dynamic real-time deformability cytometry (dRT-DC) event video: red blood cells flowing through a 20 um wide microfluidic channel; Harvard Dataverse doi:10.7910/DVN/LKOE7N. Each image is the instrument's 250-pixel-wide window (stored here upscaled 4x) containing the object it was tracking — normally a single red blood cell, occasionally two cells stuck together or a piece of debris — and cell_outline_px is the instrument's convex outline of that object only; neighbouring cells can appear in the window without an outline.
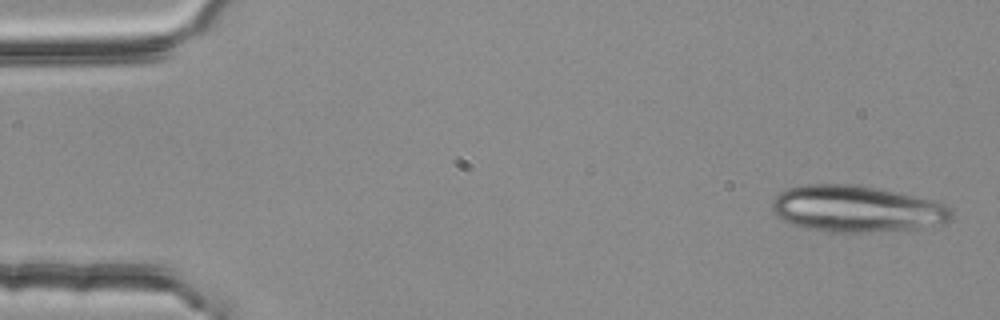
{"species": "common noctule bat (a hibernating species)", "species_latin": "Nyctalus noctula", "temperature_condition": "room temperature", "stored_images_in_passage": 4, "camera_frame_rate_fps": 3000, "um_per_image_px": 0.085, "animal": {"sex": "female", "body_mass_g": 25.1}, "frame": {"image": 1, "passage_image": 1, "time_ms": 0.0, "image_size_px": [1000, 320], "cell_outline_px": [[952, 220], [948, 224], [916, 228], [864, 232], [828, 232], [804, 228], [792, 224], [776, 216], [772, 208], [772, 200], [784, 188], [800, 184], [856, 184], [900, 192], [936, 200], [944, 204], [952, 212]], "centroid_in_image_um": [72.82, 17.74], "position_along_channel_um": 12.2, "area_um2": 49.25}}